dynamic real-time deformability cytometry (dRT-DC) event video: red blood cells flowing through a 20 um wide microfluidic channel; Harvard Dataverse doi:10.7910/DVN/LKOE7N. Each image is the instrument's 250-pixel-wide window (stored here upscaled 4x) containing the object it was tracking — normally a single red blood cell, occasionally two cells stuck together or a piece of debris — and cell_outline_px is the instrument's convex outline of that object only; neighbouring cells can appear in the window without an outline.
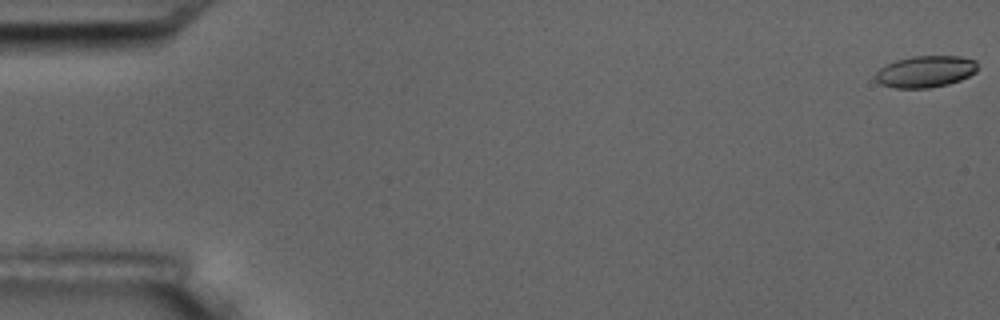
{"species": "common noctule bat (a hibernating species)", "species_latin": "Nyctalus noctula", "temperature_condition": "room temperature", "stored_images_in_passage": 5, "camera_frame_rate_fps": 3000, "um_per_image_px": 0.085, "animal": {"sex": "male", "body_mass_g": 17.5, "forearm_length_mm": 52.3}, "frame": {"image": 1, "passage_image": 1, "time_ms": 0.0, "image_size_px": [1000, 320], "cell_outline_px": [[980, 68], [976, 72], [960, 80], [948, 84], [928, 88], [896, 88], [880, 84], [876, 80], [876, 72], [880, 68], [896, 60], [912, 56], [960, 56], [976, 60]], "centroid_in_image_um": [78.71, 6.08], "position_along_channel_um": 6.3, "area_um2": 18.9}}